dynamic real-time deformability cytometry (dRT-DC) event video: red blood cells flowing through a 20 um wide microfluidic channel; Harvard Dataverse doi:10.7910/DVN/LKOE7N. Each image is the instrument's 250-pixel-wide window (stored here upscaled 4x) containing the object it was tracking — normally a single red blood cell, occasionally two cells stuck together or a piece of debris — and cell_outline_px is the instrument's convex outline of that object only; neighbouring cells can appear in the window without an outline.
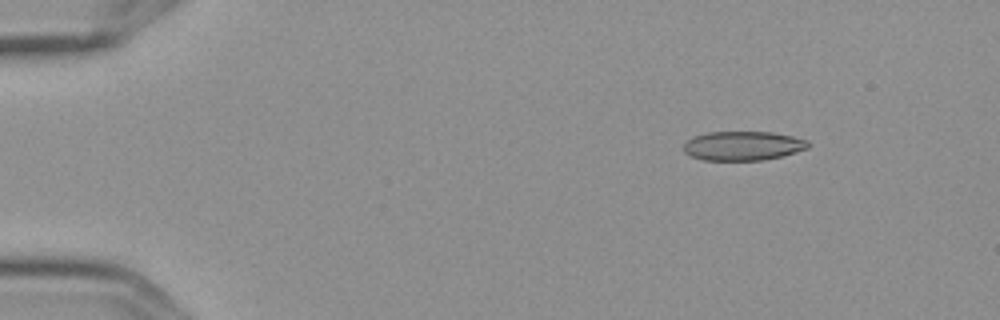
{"species": "Egyptian fruit bat (a non-hibernating species)", "species_latin": "Rousettus aegyptiacus", "temperature_condition": "cold", "stored_images_in_passage": 5, "camera_frame_rate_fps": 3000, "um_per_image_px": 0.085, "frame": {"image": 1, "passage_image": 3, "time_ms": 0.667, "image_size_px": [1000, 320], "cell_outline_px": [[808, 148], [784, 156], [764, 160], [704, 160], [692, 156], [684, 152], [684, 144], [688, 140], [696, 136], [708, 132], [772, 132], [792, 136], [808, 140]], "centroid_in_image_um": [63.18, 12.4], "position_along_channel_um": 21.8, "area_um2": 21.1}}